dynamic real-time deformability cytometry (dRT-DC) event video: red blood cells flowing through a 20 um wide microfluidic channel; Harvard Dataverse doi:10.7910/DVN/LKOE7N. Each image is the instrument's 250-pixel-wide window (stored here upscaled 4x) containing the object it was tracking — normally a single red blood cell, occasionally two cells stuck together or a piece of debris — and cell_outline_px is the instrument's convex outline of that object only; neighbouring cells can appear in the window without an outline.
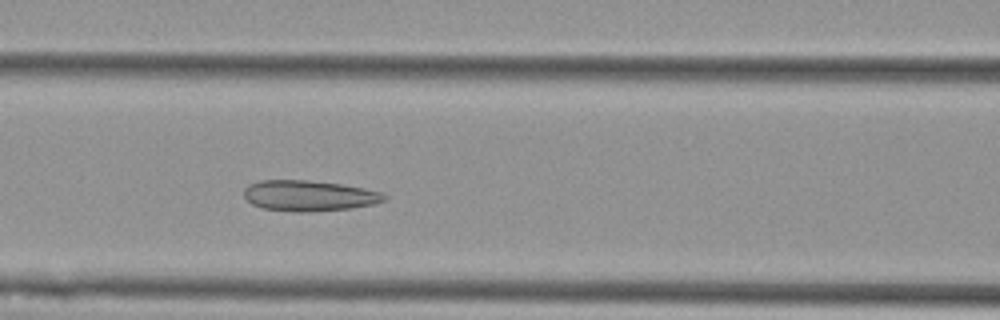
{"species": "Egyptian fruit bat (a non-hibernating species)", "species_latin": "Rousettus aegyptiacus", "temperature_condition": "cold", "stored_images_in_passage": 46, "camera_frame_rate_fps": 3000, "um_per_image_px": 0.085, "animal": {"sex": "female"}, "frame": {"image": 1, "passage_image": 14, "time_ms": 4.333, "image_size_px": [1000, 320], "cell_outline_px": [[388, 200], [372, 204], [352, 208], [308, 212], [296, 212], [260, 208], [252, 204], [244, 196], [244, 188], [248, 184], [260, 180], [308, 180], [340, 184], [364, 188], [380, 192], [388, 196]], "centroid_in_image_um": [26.25, 16.64], "position_along_channel_um": 140.3, "area_um2": 25.26}}
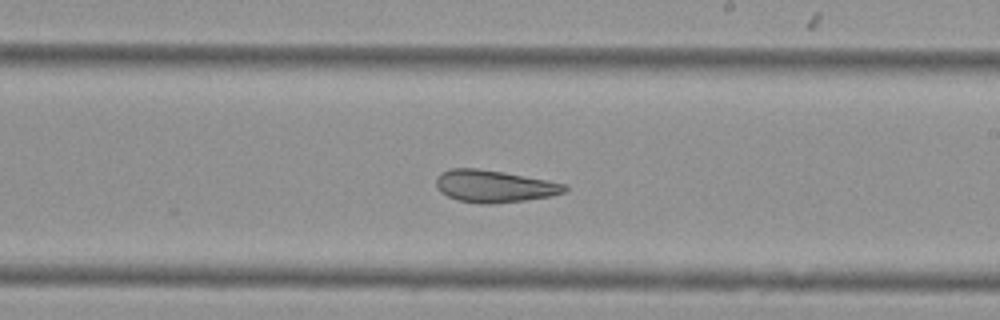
{"frame": {"image": 2, "passage_image": 23, "time_ms": 7.333, "image_size_px": [1000, 320], "cell_outline_px": [[568, 188], [564, 192], [552, 196], [524, 200], [492, 204], [480, 204], [456, 200], [440, 192], [436, 184], [436, 176], [440, 172], [452, 168], [476, 168], [504, 172], [568, 184]], "centroid_in_image_um": [41.99, 15.83], "position_along_channel_um": 247.0, "area_um2": 24.28}}
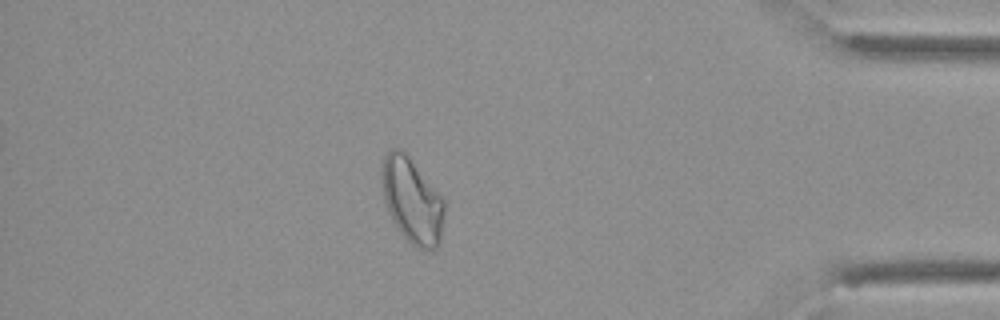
{"frame": {"image": 3, "passage_image": 39, "time_ms": 12.667, "image_size_px": [1000, 320], "cell_outline_px": [[444, 212], [440, 244], [436, 248], [416, 248], [400, 232], [392, 220], [388, 212], [384, 200], [380, 172], [384, 156], [392, 148], [400, 148], [408, 156], [444, 200]], "centroid_in_image_um": [35.0, 17.05], "position_along_channel_um": 400.2, "area_um2": 30.75}, "authors_computed_cell_mechanics": {"area_um2": 26.8192, "velocity_mm_per_s": 3.5669, "shape_relaxation_time_tau1_ms": null, "shape_relaxation_time_tau2_ms": 3.0045, "deformation_change_tau1": null, "deformation_change_tau2": 0.0918}}